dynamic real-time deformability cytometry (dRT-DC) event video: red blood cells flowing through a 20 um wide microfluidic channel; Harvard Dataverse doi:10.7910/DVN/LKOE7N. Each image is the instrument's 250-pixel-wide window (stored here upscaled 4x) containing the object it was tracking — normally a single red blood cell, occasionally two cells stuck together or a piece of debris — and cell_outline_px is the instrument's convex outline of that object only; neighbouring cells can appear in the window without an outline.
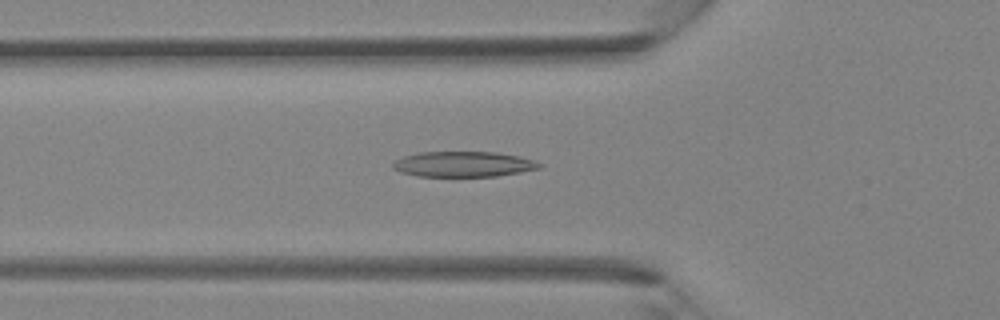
{"species": "Egyptian fruit bat (a non-hibernating species)", "species_latin": "Rousettus aegyptiacus", "temperature_condition": "room temperature", "stored_images_in_passage": 42, "camera_frame_rate_fps": 3000, "um_per_image_px": 0.085, "animal": {"sex": "female"}, "frame": {"image": 1, "passage_image": 15, "time_ms": 4.667, "image_size_px": [1000, 320], "cell_outline_px": [[540, 168], [520, 172], [496, 176], [416, 176], [400, 172], [392, 168], [392, 164], [396, 160], [404, 156], [420, 152], [496, 152], [520, 156], [532, 160], [540, 164]], "centroid_in_image_um": [39.35, 13.95], "position_along_channel_um": 86.4, "area_um2": 21.56}}
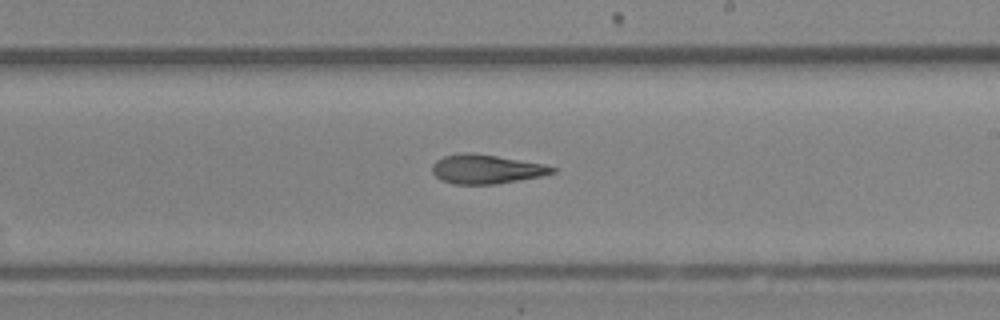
{"frame": {"image": 2, "passage_image": 25, "time_ms": 8.0, "image_size_px": [1000, 320], "cell_outline_px": [[556, 172], [540, 176], [496, 184], [452, 184], [440, 180], [432, 172], [432, 164], [436, 160], [444, 156], [468, 152], [496, 156], [544, 164], [556, 168]], "centroid_in_image_um": [41.3, 14.38], "position_along_channel_um": 247.7, "area_um2": 20.23}}
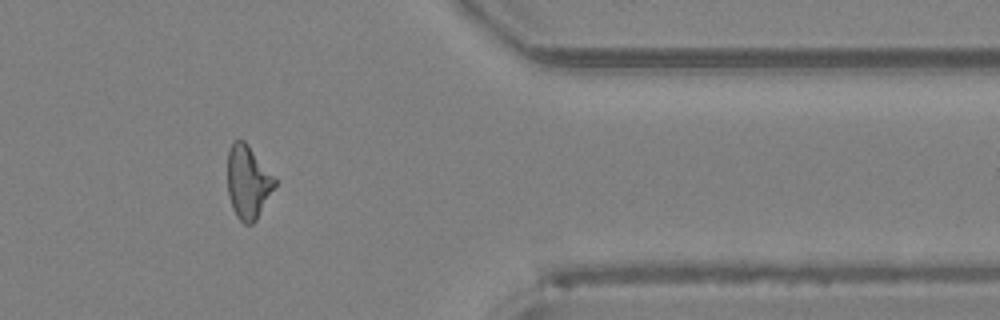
{"frame": {"image": 3, "passage_image": 35, "time_ms": 11.333, "image_size_px": [1000, 320], "cell_outline_px": [[276, 184], [256, 220], [252, 224], [244, 224], [236, 216], [232, 208], [228, 196], [228, 152], [232, 144], [236, 140], [244, 140], [248, 144], [276, 176]], "centroid_in_image_um": [21.09, 15.47], "position_along_channel_um": 390.3, "area_um2": 20.29}}